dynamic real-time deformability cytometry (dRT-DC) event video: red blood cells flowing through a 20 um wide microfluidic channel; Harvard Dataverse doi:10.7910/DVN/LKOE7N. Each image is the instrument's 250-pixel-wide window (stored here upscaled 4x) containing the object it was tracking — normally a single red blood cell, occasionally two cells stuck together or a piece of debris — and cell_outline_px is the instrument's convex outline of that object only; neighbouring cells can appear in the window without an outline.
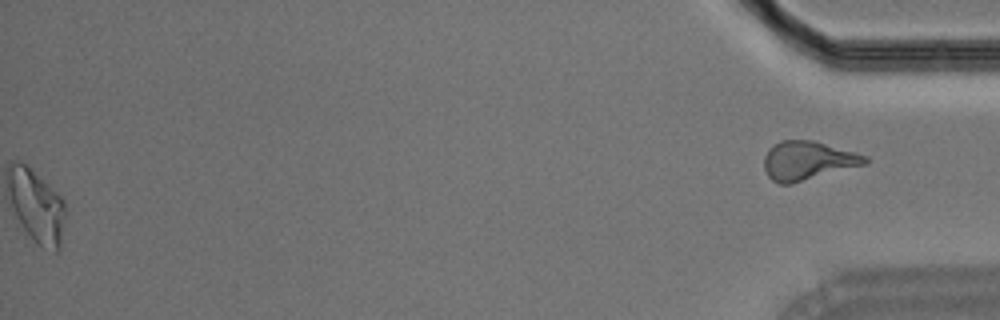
{"species": "Egyptian fruit bat (a non-hibernating species)", "species_latin": "Rousettus aegyptiacus", "temperature_condition": "room temperature", "stored_images_in_passage": 45, "segment_of_instrument_passage": [2, 2], "camera_frame_rate_fps": 3000, "um_per_image_px": 0.085, "animal": {"sex": "male"}, "frame": {"image": 1, "passage_image": 45, "time_ms": 14.667, "image_size_px": [1000, 320], "cell_outline_px": [[868, 164], [792, 184], [780, 184], [772, 180], [768, 176], [764, 168], [764, 156], [768, 148], [780, 140], [812, 140], [856, 152], [868, 156]], "centroid_in_image_um": [68.67, 13.66], "position_along_channel_um": 366.5, "area_um2": 23.12}}